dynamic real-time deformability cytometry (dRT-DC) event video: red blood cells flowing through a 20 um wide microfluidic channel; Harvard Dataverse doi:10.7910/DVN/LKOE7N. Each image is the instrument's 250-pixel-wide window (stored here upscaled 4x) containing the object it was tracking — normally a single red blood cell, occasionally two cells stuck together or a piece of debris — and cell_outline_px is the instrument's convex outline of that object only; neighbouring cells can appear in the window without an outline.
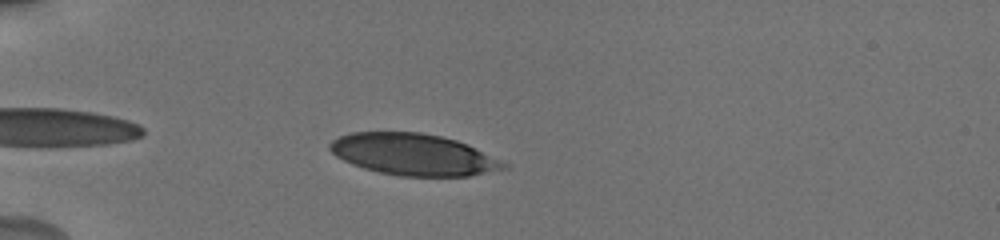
{"species": "human", "species_latin": "Homo sapiens", "temperature_condition": "cold", "stored_images_in_passage": 9, "camera_frame_rate_fps": 3000, "um_per_image_px": 0.085, "donor": {"sex": "male"}, "frame": {"image": 1, "passage_image": 4, "time_ms": 1.0, "image_size_px": [1000, 240], "cell_outline_px": [[508, 168], [468, 176], [400, 176], [380, 172], [364, 168], [352, 164], [336, 156], [328, 148], [328, 144], [332, 140], [340, 136], [352, 132], [420, 132], [440, 136], [456, 140], [468, 144], [508, 164]], "centroid_in_image_um": [35.13, 13.13], "position_along_channel_um": 49.9, "area_um2": 41.96}}
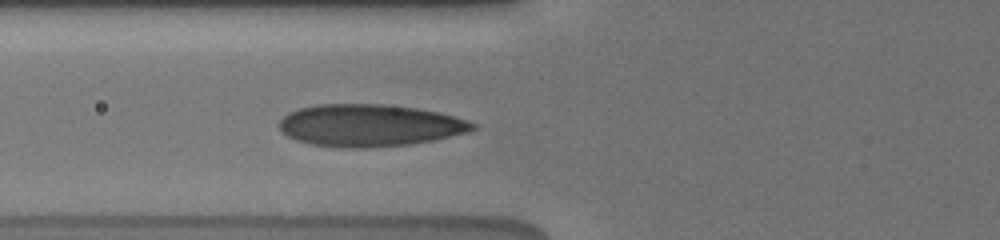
{"frame": {"image": 2, "passage_image": 9, "time_ms": 3.0, "image_size_px": [1000, 240], "cell_outline_px": [[480, 124], [472, 132], [412, 144], [368, 148], [344, 148], [312, 144], [296, 140], [280, 132], [280, 120], [288, 112], [300, 108], [316, 104], [384, 104], [416, 108], [436, 112], [468, 120]], "centroid_in_image_um": [31.44, 10.66], "position_along_channel_um": 94.4, "area_um2": 47.8}}